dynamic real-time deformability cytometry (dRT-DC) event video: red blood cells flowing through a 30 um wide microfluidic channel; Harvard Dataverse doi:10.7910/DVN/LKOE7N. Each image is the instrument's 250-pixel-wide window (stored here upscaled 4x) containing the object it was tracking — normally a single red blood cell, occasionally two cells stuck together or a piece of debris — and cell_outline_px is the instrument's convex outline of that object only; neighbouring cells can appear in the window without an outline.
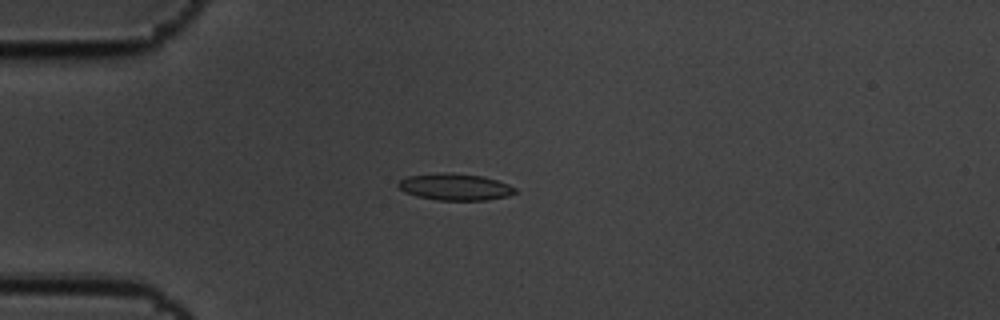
{"species": "common noctule bat (a hibernating species)", "species_latin": "Nyctalus noctula", "temperature_condition": "cold", "stored_images_in_passage": 44, "camera_frame_rate_fps": 3000, "um_per_image_px": 0.085, "animal": {"sex": "male", "body_mass_g": 19.5, "forearm_length_mm": 54.6}, "frame": {"image": 1, "passage_image": 1, "time_ms": 0.0, "image_size_px": [1000, 320], "cell_outline_px": [[516, 192], [508, 196], [488, 200], [436, 200], [416, 196], [404, 192], [396, 184], [400, 180], [408, 176], [440, 172], [452, 172], [484, 176], [508, 184], [516, 188]], "centroid_in_image_um": [38.67, 15.88], "position_along_channel_um": 46.3, "area_um2": 18.38}}
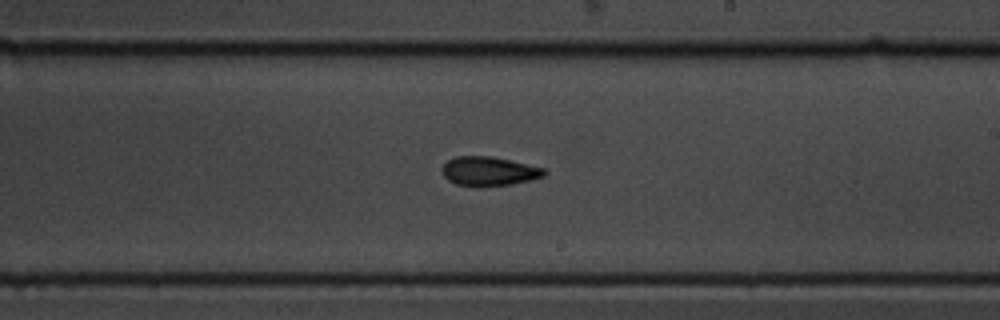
{"frame": {"image": 2, "passage_image": 20, "time_ms": 6.333, "image_size_px": [1000, 320], "cell_outline_px": [[548, 172], [544, 176], [512, 184], [456, 184], [448, 180], [444, 176], [440, 168], [448, 160], [456, 156], [492, 156], [544, 168]], "centroid_in_image_um": [41.55, 14.51], "position_along_channel_um": 247.4, "area_um2": 16.76}}
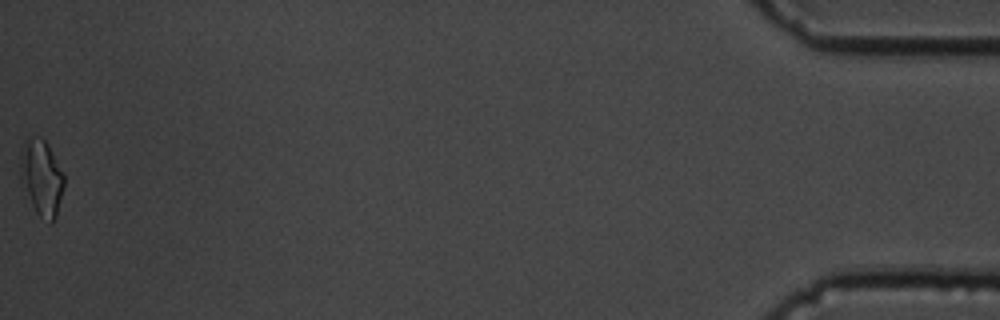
{"frame": {"image": 3, "passage_image": 44, "time_ms": 14.333, "image_size_px": [1000, 320], "cell_outline_px": [[64, 184], [56, 216], [52, 224], [48, 224], [36, 212], [20, 184], [20, 148], [24, 140], [28, 136], [40, 136], [48, 144], [64, 172]], "centroid_in_image_um": [3.5, 15.06], "position_along_channel_um": 431.7, "area_um2": 19.88}, "authors_computed_cell_mechanics": {"area_um2": 17.34, "velocity_mm_per_s": 3.4709, "shape_relaxation_time_tau1_ms": 4.061, "shape_relaxation_time_tau2_ms": 5.539, "deformation_change_tau1": 0.1267, "deformation_change_tau2": 0.125}}